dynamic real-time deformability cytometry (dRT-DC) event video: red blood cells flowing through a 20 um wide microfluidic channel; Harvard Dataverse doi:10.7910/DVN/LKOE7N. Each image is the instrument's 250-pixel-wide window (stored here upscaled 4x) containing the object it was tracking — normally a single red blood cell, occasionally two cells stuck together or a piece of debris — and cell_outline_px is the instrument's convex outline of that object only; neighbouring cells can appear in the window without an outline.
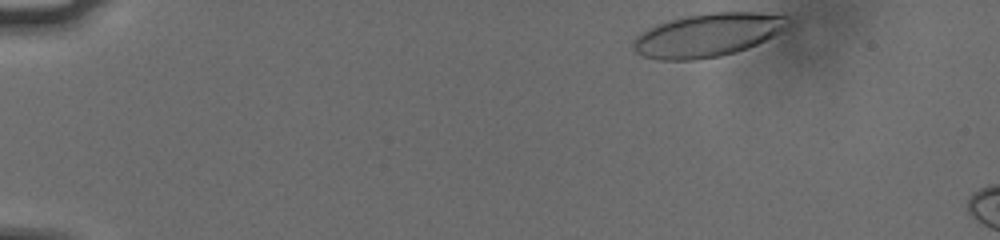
{"species": "human", "species_latin": "Homo sapiens", "temperature_condition": "cold", "stored_images_in_passage": 8, "camera_frame_rate_fps": 3000, "um_per_image_px": 0.085, "donor": {"sex": "male"}, "frame": {"image": 1, "passage_image": 1, "time_ms": 0.0, "image_size_px": [1000, 240], "cell_outline_px": [[792, 24], [780, 32], [748, 48], [736, 52], [720, 56], [692, 60], [660, 60], [644, 56], [636, 52], [632, 48], [632, 44], [636, 36], [648, 28], [668, 20], [688, 16], [712, 12], [756, 12], [792, 16]], "centroid_in_image_um": [60.19, 2.97], "position_along_channel_um": 24.8, "area_um2": 39.25}}